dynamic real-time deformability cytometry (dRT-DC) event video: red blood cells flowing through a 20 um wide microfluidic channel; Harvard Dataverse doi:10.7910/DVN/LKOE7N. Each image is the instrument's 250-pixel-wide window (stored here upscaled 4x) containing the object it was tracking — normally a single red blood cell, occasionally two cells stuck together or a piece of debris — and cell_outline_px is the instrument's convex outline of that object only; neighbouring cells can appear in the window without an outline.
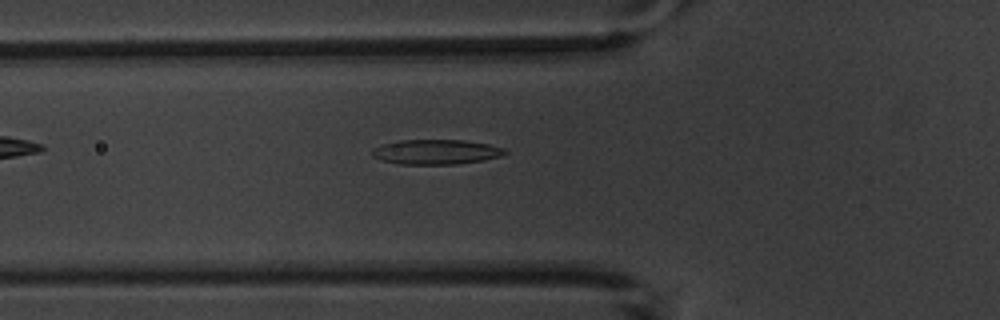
{"species": "common noctule bat (a hibernating species)", "species_latin": "Nyctalus noctula", "temperature_condition": "warm", "stored_images_in_passage": 4, "camera_frame_rate_fps": 3000, "um_per_image_px": 0.085, "animal": {"sex": "male", "body_mass_g": 20.1, "forearm_length_mm": 53.5}, "frame": {"image": 1, "passage_image": 4, "time_ms": 3.667, "image_size_px": [1000, 320], "cell_outline_px": [[508, 152], [504, 156], [484, 160], [456, 164], [400, 164], [380, 160], [372, 156], [372, 148], [396, 140], [464, 140], [488, 144], [504, 148]], "centroid_in_image_um": [37.08, 12.91], "position_along_channel_um": 88.7, "area_um2": 19.36}}